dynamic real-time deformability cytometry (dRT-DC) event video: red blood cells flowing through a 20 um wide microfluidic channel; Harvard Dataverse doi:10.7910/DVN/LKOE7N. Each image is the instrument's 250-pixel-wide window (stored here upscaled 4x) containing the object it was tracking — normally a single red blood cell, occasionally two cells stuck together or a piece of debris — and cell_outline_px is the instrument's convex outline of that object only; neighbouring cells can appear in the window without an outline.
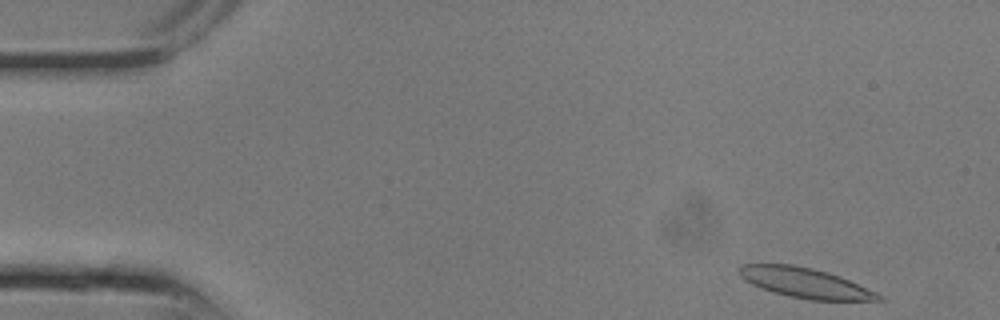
{"species": "common noctule bat (a hibernating species)", "species_latin": "Nyctalus noctula", "temperature_condition": "room temperature", "stored_images_in_passage": 6, "camera_frame_rate_fps": 3000, "um_per_image_px": 0.085, "animal": {"sex": "male", "body_mass_g": 13.3}, "frame": {"image": 1, "passage_image": 1, "time_ms": 0.0, "image_size_px": [1000, 320], "cell_outline_px": [[884, 300], [808, 300], [788, 296], [772, 292], [760, 288], [744, 280], [740, 276], [740, 264], [792, 264], [812, 268], [828, 272], [840, 276], [876, 292], [884, 296]], "centroid_in_image_um": [68.43, 24.04], "position_along_channel_um": 16.6, "area_um2": 24.33}}
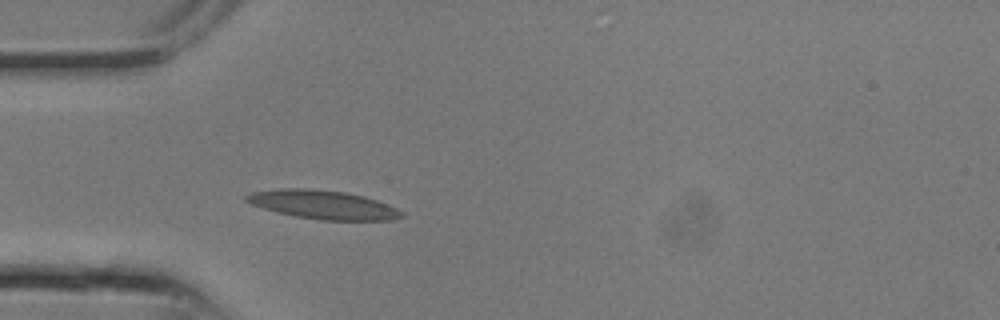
{"frame": {"image": 2, "passage_image": 6, "time_ms": 1.667, "image_size_px": [1000, 320], "cell_outline_px": [[404, 216], [392, 220], [320, 220], [296, 216], [276, 212], [252, 204], [244, 200], [244, 196], [252, 192], [280, 188], [312, 188], [344, 192], [364, 196], [388, 204], [404, 212]], "centroid_in_image_um": [27.46, 17.39], "position_along_channel_um": 57.5, "area_um2": 26.01}}